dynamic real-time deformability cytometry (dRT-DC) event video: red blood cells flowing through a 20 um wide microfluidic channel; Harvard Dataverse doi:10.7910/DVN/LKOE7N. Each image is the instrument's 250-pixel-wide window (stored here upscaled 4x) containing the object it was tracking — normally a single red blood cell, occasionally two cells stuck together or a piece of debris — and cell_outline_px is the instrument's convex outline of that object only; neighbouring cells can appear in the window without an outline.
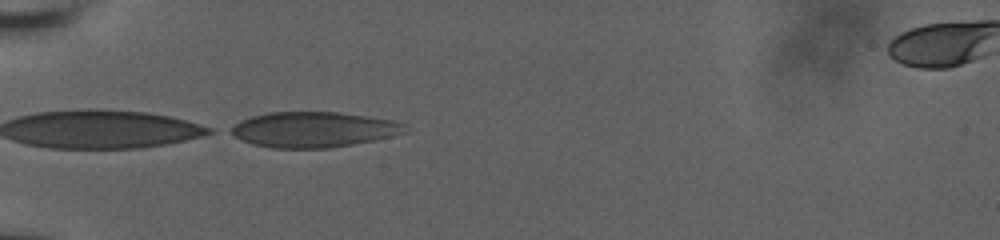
{"species": "human", "species_latin": "Homo sapiens", "temperature_condition": "room temperature", "stored_images_in_passage": 47, "camera_frame_rate_fps": 3000, "um_per_image_px": 0.085, "donor": {"sex": "male"}, "frame": {"image": 1, "passage_image": 1, "time_ms": 0.0, "image_size_px": [1000, 240], "cell_outline_px": [[404, 132], [392, 136], [352, 144], [328, 148], [272, 148], [252, 144], [240, 140], [228, 132], [228, 128], [240, 120], [252, 116], [268, 112], [336, 112], [392, 120], [404, 124]], "centroid_in_image_um": [26.54, 11.01], "position_along_channel_um": 58.5, "area_um2": 35.78}}
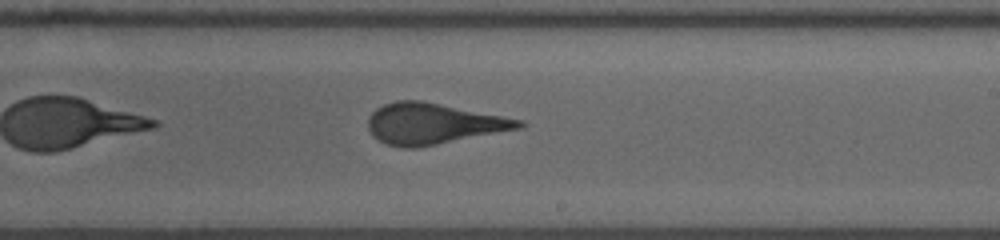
{"frame": {"image": 2, "passage_image": 26, "time_ms": 5.667, "image_size_px": [1000, 240], "cell_outline_px": [[528, 124], [524, 128], [416, 148], [404, 148], [384, 144], [372, 136], [368, 128], [368, 116], [376, 108], [384, 104], [396, 100], [420, 100], [524, 120]], "centroid_in_image_um": [36.83, 10.52], "position_along_channel_um": 252.2, "area_um2": 36.24}}
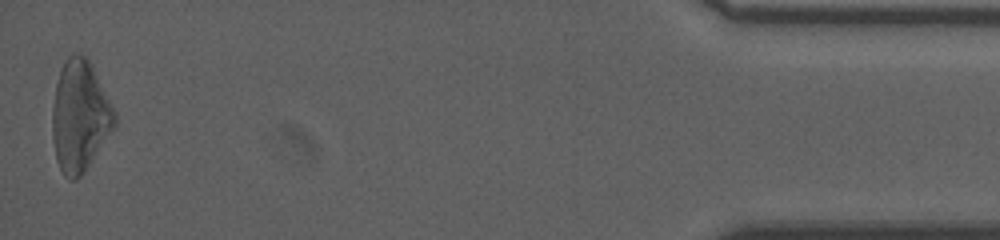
{"frame": {"image": 3, "passage_image": 46, "time_ms": 12.667, "image_size_px": [1000, 240], "cell_outline_px": [[116, 128], [80, 176], [72, 180], [64, 176], [56, 160], [52, 136], [52, 108], [56, 84], [60, 68], [68, 56], [76, 52], [84, 56], [88, 60], [116, 112]], "centroid_in_image_um": [6.78, 9.88], "position_along_channel_um": 428.4, "area_um2": 40.23}, "authors_computed_cell_mechanics": {"area_um2": 36.2406, "velocity_mm_per_s": 3.6658, "shape_relaxation_time_tau1_ms": null, "shape_relaxation_time_tau2_ms": 0.7443, "deformation_change_tau1": null, "deformation_change_tau2": 0.0557}}